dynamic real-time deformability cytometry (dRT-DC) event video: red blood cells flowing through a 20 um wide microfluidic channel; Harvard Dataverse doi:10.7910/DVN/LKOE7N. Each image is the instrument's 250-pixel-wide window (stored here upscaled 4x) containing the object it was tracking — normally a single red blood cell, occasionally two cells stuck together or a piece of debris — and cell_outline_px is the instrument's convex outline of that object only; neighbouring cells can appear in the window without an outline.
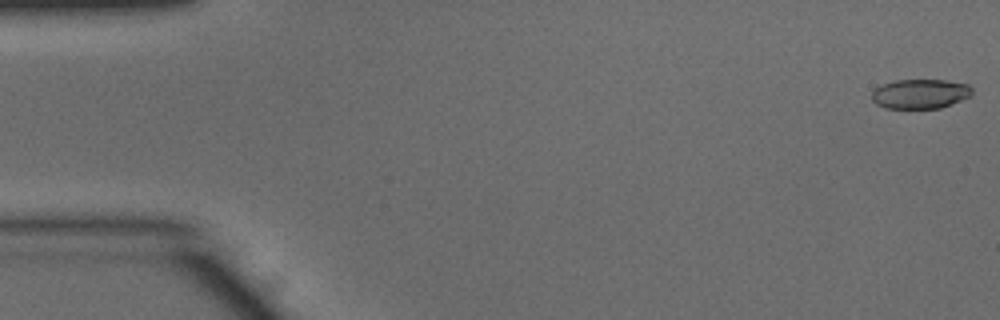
{"species": "common noctule bat (a hibernating species)", "species_latin": "Nyctalus noctula", "temperature_condition": "warm", "stored_images_in_passage": 51, "camera_frame_rate_fps": 3000, "um_per_image_px": 0.085, "animal": {"sex": "male", "body_mass_g": 15.6}, "frame": {"image": 1, "passage_image": 1, "time_ms": 0.0, "image_size_px": [1000, 320], "cell_outline_px": [[972, 92], [968, 96], [960, 100], [940, 108], [884, 108], [876, 104], [872, 100], [872, 92], [876, 88], [884, 84], [896, 80], [944, 80], [968, 84], [972, 88]], "centroid_in_image_um": [78.19, 7.97], "position_along_channel_um": 6.8, "area_um2": 17.05}}
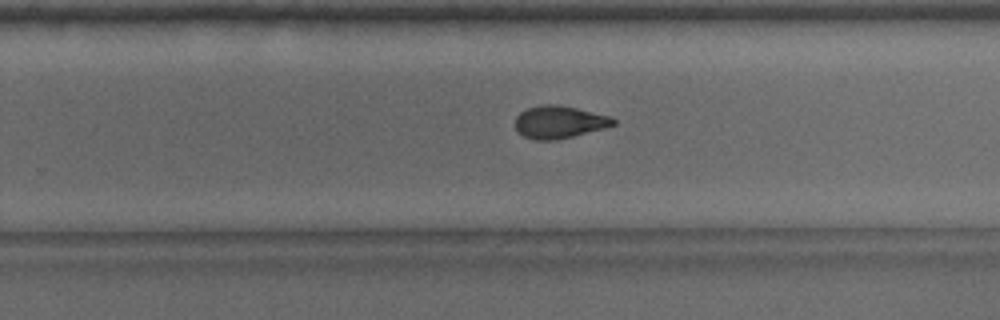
{"frame": {"image": 2, "passage_image": 32, "time_ms": 10.333, "image_size_px": [1000, 320], "cell_outline_px": [[616, 124], [604, 128], [556, 140], [532, 140], [524, 136], [516, 128], [516, 116], [520, 112], [528, 108], [544, 104], [560, 104], [608, 116], [616, 120]], "centroid_in_image_um": [47.51, 10.37], "position_along_channel_um": 282.3, "area_um2": 18.38}}
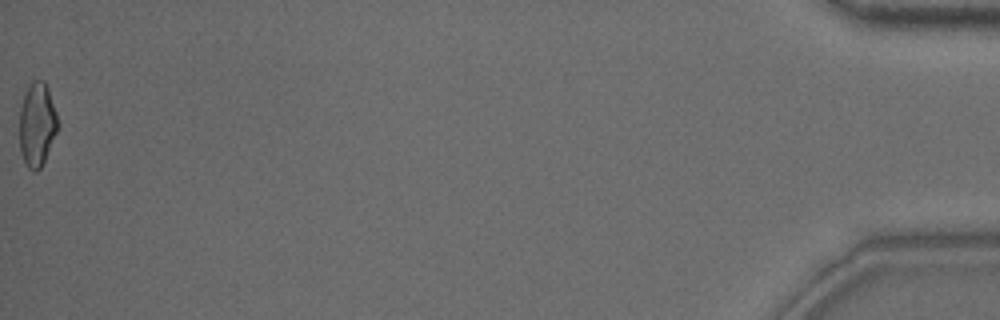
{"frame": {"image": 3, "passage_image": 51, "time_ms": 16.667, "image_size_px": [1000, 320], "cell_outline_px": [[56, 132], [44, 160], [40, 168], [36, 172], [32, 172], [24, 164], [20, 152], [20, 108], [24, 96], [32, 80], [44, 80], [48, 88], [56, 112]], "centroid_in_image_um": [3.12, 10.6], "position_along_channel_um": 432.1, "area_um2": 18.38}, "authors_computed_cell_mechanics": {"area_um2": 18.7272, "velocity_mm_per_s": 3.9808, "shape_relaxation_time_tau1_ms": 5.0678, "shape_relaxation_time_tau2_ms": 1.9152, "deformation_change_tau1": 0.1864, "deformation_change_tau2": 0.0891}}